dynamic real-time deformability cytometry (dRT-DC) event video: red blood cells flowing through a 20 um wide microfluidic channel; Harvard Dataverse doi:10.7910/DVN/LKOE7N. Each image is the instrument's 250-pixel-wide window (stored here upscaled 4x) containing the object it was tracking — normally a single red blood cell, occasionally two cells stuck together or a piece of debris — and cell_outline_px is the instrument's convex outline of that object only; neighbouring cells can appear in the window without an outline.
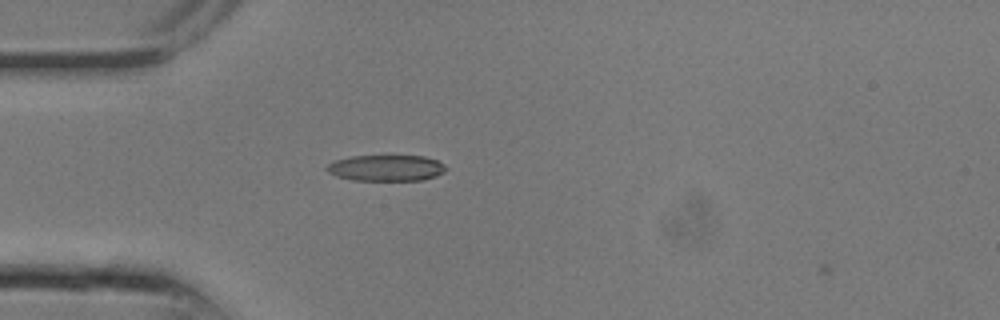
{"species": "common noctule bat (a hibernating species)", "species_latin": "Nyctalus noctula", "temperature_condition": "room temperature", "stored_images_in_passage": 2, "camera_frame_rate_fps": 3000, "um_per_image_px": 0.085, "animal": {"sex": "male", "body_mass_g": 13.3}, "frame": {"image": 1, "passage_image": 1, "time_ms": 0.0, "image_size_px": [1000, 320], "cell_outline_px": [[448, 168], [444, 172], [436, 176], [424, 180], [352, 180], [336, 176], [328, 172], [324, 168], [328, 164], [336, 160], [352, 156], [424, 156], [436, 160], [444, 164]], "centroid_in_image_um": [32.83, 14.28], "position_along_channel_um": 52.2, "area_um2": 18.15}}